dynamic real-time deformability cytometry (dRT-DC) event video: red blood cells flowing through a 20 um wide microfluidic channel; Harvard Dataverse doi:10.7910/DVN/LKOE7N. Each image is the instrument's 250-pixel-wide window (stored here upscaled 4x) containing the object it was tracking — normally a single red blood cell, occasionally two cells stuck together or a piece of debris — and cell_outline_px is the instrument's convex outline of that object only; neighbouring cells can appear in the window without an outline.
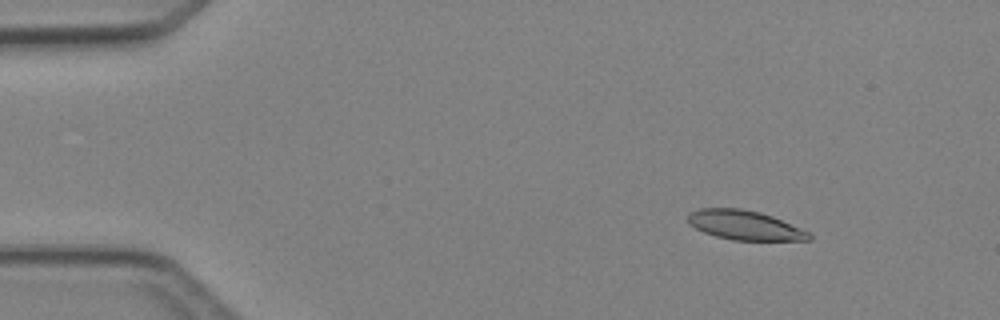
{"species": "Egyptian fruit bat (a non-hibernating species)", "species_latin": "Rousettus aegyptiacus", "temperature_condition": "cold", "stored_images_in_passage": 3, "camera_frame_rate_fps": 3000, "um_per_image_px": 0.085, "animal": {"sex": "female"}, "frame": {"image": 1, "passage_image": 1, "time_ms": 0.0, "image_size_px": [1000, 320], "cell_outline_px": [[812, 240], [732, 240], [716, 236], [704, 232], [688, 224], [684, 216], [688, 212], [700, 208], [740, 208], [760, 212], [772, 216], [800, 228], [808, 232], [812, 236]], "centroid_in_image_um": [63.23, 19.13], "position_along_channel_um": 21.8, "area_um2": 20.87}}